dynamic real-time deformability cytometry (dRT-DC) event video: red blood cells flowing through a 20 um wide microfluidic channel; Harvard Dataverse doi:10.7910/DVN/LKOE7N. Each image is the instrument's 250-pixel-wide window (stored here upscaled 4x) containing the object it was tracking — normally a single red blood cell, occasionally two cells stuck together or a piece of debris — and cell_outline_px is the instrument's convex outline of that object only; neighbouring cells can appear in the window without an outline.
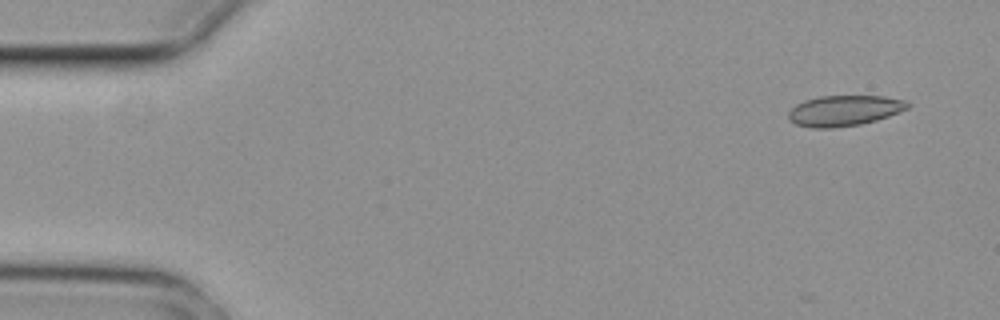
{"species": "common noctule bat (a hibernating species)", "species_latin": "Nyctalus noctula", "temperature_condition": "cold", "stored_images_in_passage": 5, "camera_frame_rate_fps": 3000, "um_per_image_px": 0.085, "animal": {"sex": "female", "body_mass_g": 29.2, "forearm_length_mm": 56.3}, "frame": {"image": 1, "passage_image": 1, "time_ms": 0.0, "image_size_px": [1000, 320], "cell_outline_px": [[912, 104], [908, 108], [888, 116], [876, 120], [860, 124], [832, 128], [812, 128], [796, 124], [788, 116], [788, 112], [796, 104], [804, 100], [820, 96], [884, 96], [904, 100]], "centroid_in_image_um": [71.77, 9.4], "position_along_channel_um": 13.2, "area_um2": 21.15}}
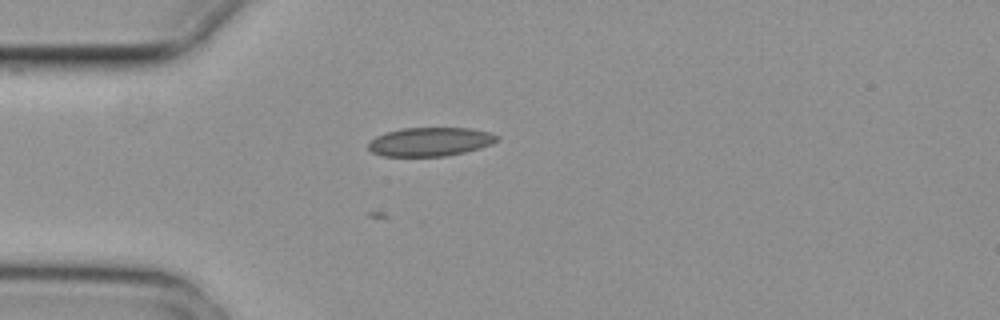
{"frame": {"image": 2, "passage_image": 4, "time_ms": 1.0, "image_size_px": [1000, 320], "cell_outline_px": [[500, 140], [492, 144], [480, 148], [464, 152], [444, 156], [384, 156], [372, 152], [368, 148], [368, 144], [376, 136], [384, 132], [400, 128], [472, 128], [492, 132], [500, 136]], "centroid_in_image_um": [36.61, 12.03], "position_along_channel_um": 48.4, "area_um2": 21.79}}